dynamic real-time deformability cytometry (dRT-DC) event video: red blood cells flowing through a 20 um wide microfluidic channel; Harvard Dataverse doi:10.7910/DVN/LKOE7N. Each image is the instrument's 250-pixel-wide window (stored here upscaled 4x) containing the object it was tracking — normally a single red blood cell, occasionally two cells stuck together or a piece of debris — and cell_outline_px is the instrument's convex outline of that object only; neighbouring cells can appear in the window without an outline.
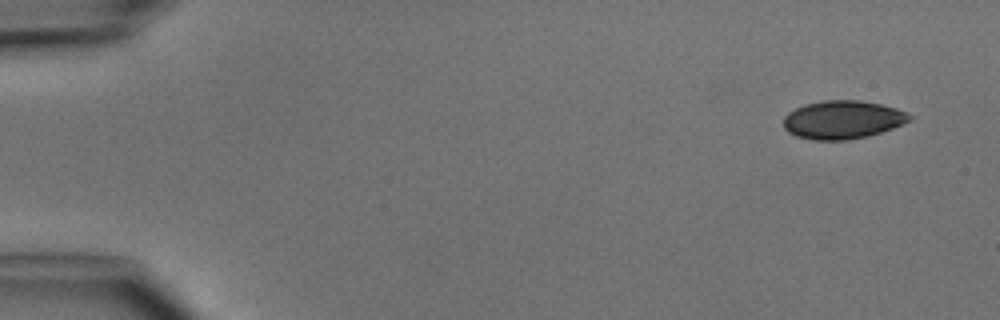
{"species": "common noctule bat (a hibernating species)", "species_latin": "Nyctalus noctula", "temperature_condition": "cold", "stored_images_in_passage": 4, "camera_frame_rate_fps": 3000, "um_per_image_px": 0.085, "animal": {"sex": "male", "body_mass_g": 15.6}, "frame": {"image": 1, "passage_image": 1, "time_ms": 0.0, "image_size_px": [1000, 320], "cell_outline_px": [[912, 120], [904, 124], [868, 136], [844, 140], [812, 140], [796, 136], [788, 132], [784, 128], [784, 116], [788, 112], [804, 104], [824, 100], [860, 100], [880, 104], [896, 108], [912, 116]], "centroid_in_image_um": [71.61, 10.17], "position_along_channel_um": 13.4, "area_um2": 28.15}}
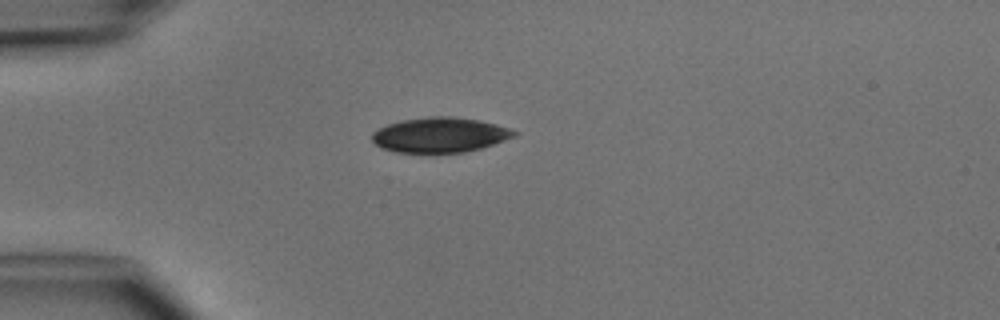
{"frame": {"image": 2, "passage_image": 3, "time_ms": 3.333, "image_size_px": [1000, 320], "cell_outline_px": [[520, 132], [516, 136], [480, 148], [464, 152], [396, 152], [380, 148], [372, 140], [372, 132], [388, 124], [404, 120], [428, 116], [452, 116], [480, 120], [496, 124]], "centroid_in_image_um": [37.4, 11.46], "position_along_channel_um": 47.6, "area_um2": 28.84}}